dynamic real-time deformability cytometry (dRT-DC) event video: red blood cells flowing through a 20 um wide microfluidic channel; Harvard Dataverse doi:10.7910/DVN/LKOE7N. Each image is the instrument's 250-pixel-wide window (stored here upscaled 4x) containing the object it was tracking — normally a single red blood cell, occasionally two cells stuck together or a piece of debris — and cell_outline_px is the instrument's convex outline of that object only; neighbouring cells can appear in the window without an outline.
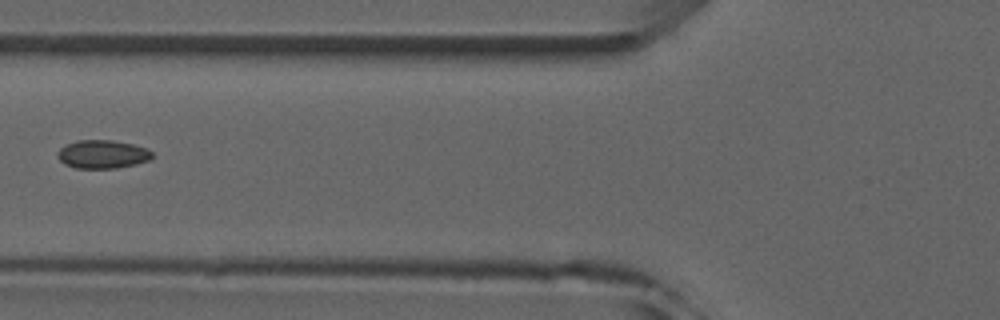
{"species": "common noctule bat (a hibernating species)", "species_latin": "Nyctalus noctula", "temperature_condition": "room temperature", "stored_images_in_passage": 7, "camera_frame_rate_fps": 3000, "um_per_image_px": 0.085, "animal": {"sex": "male", "forearm_length_mm": 52.5}, "frame": {"image": 1, "passage_image": 6, "time_ms": 5.667, "image_size_px": [1000, 320], "cell_outline_px": [[152, 156], [148, 160], [136, 164], [116, 168], [76, 168], [64, 164], [56, 156], [56, 152], [60, 148], [76, 140], [112, 140], [132, 144], [148, 148], [152, 152]], "centroid_in_image_um": [8.69, 13.11], "position_along_channel_um": 117.1, "area_um2": 15.66}}
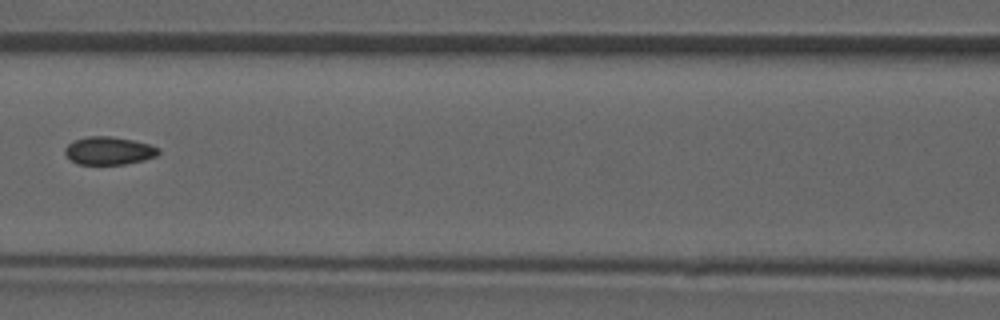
{"frame": {"image": 2, "passage_image": 7, "time_ms": 6.667, "image_size_px": [1000, 320], "cell_outline_px": [[160, 152], [156, 156], [144, 160], [124, 164], [76, 164], [64, 152], [64, 148], [72, 140], [88, 136], [112, 136], [132, 140], [148, 144], [160, 148]], "centroid_in_image_um": [9.24, 12.8], "position_along_channel_um": 157.4, "area_um2": 15.26}}